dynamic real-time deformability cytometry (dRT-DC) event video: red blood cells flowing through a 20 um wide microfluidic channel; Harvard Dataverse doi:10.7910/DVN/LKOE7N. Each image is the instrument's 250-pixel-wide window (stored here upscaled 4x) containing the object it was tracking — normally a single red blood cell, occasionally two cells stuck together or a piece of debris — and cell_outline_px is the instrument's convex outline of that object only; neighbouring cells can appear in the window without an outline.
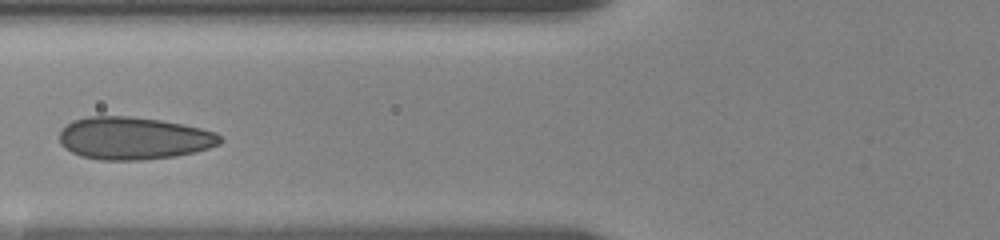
{"species": "human", "species_latin": "Homo sapiens", "temperature_condition": "room temperature", "stored_images_in_passage": 10, "camera_frame_rate_fps": 3000, "um_per_image_px": 0.085, "donor": {"sex": "female"}, "frame": {"image": 1, "passage_image": 5, "time_ms": 4.667, "image_size_px": [1000, 240], "cell_outline_px": [[224, 140], [220, 144], [196, 152], [176, 156], [144, 160], [100, 160], [80, 156], [64, 148], [60, 144], [60, 132], [72, 120], [88, 116], [128, 116], [160, 120], [200, 128], [216, 132]], "centroid_in_image_um": [11.36, 11.76], "position_along_channel_um": 114.4, "area_um2": 39.94}}
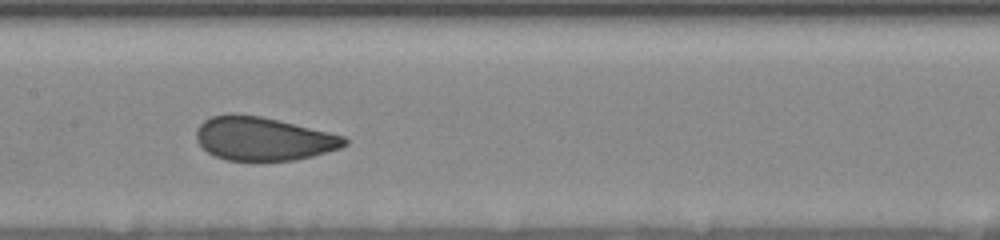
{"frame": {"image": 2, "passage_image": 7, "time_ms": 6.667, "image_size_px": [1000, 240], "cell_outline_px": [[348, 144], [340, 148], [312, 156], [296, 160], [224, 160], [208, 152], [196, 140], [196, 128], [204, 120], [212, 116], [236, 112], [260, 116], [344, 136], [348, 140]], "centroid_in_image_um": [22.34, 11.78], "position_along_channel_um": 185.1, "area_um2": 37.4}}
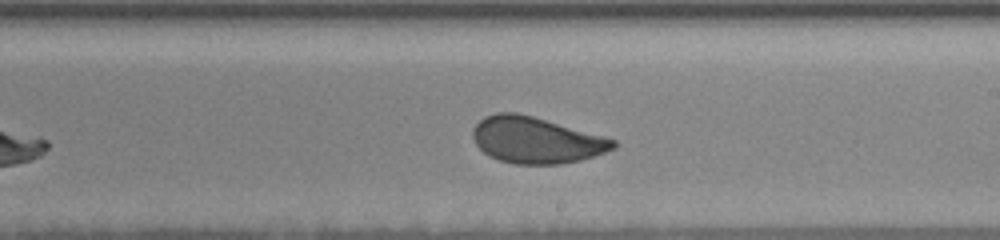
{"frame": {"image": 3, "passage_image": 9, "time_ms": 8.333, "image_size_px": [1000, 240], "cell_outline_px": [[616, 148], [580, 160], [560, 164], [516, 164], [500, 160], [488, 156], [476, 144], [472, 136], [472, 128], [484, 116], [496, 112], [516, 112], [532, 116], [604, 136], [616, 140]], "centroid_in_image_um": [45.54, 11.9], "position_along_channel_um": 243.5, "area_um2": 37.74}}